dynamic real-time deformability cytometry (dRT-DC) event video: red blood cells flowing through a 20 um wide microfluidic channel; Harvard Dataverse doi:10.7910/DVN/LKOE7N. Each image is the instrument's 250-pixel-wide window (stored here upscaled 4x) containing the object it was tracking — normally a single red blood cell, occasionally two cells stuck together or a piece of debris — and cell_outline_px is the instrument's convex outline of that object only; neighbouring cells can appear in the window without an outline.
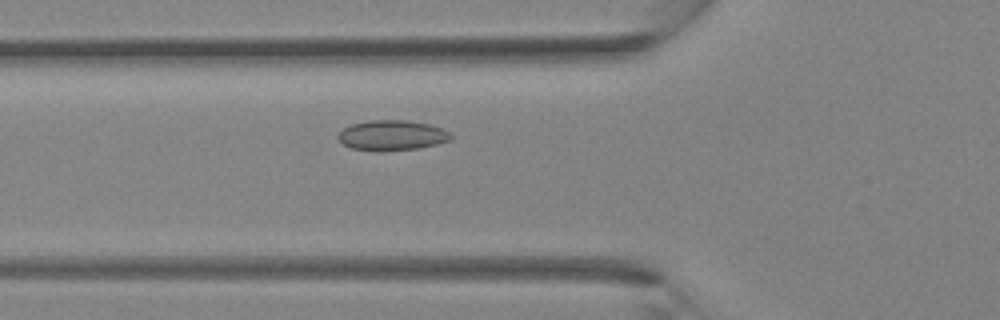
{"species": "Egyptian fruit bat (a non-hibernating species)", "species_latin": "Rousettus aegyptiacus", "temperature_condition": "room temperature", "stored_images_in_passage": 35, "camera_frame_rate_fps": 3000, "um_per_image_px": 0.085, "animal": {"sex": "female"}, "frame": {"image": 1, "passage_image": 11, "time_ms": 3.333, "image_size_px": [1000, 320], "cell_outline_px": [[452, 140], [420, 148], [380, 152], [376, 152], [352, 148], [344, 144], [336, 136], [344, 128], [352, 124], [368, 120], [404, 120], [428, 124], [444, 128], [452, 132]], "centroid_in_image_um": [33.35, 11.51], "position_along_channel_um": 92.4, "area_um2": 20.11}}
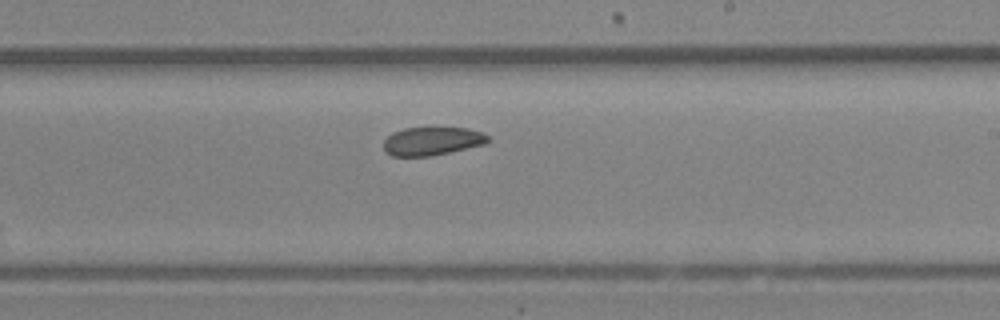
{"frame": {"image": 2, "passage_image": 20, "time_ms": 6.333, "image_size_px": [1000, 320], "cell_outline_px": [[488, 140], [484, 144], [448, 152], [428, 156], [392, 156], [384, 152], [384, 140], [392, 132], [404, 128], [468, 128], [484, 132], [488, 136]], "centroid_in_image_um": [36.69, 11.99], "position_along_channel_um": 252.3, "area_um2": 17.11}}
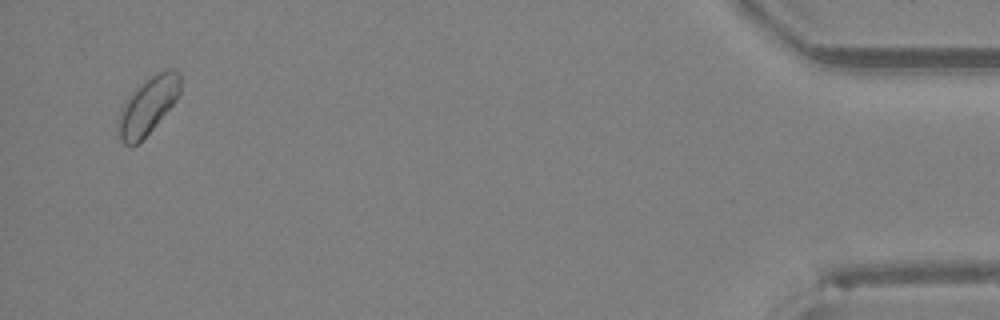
{"frame": {"image": 3, "passage_image": 34, "time_ms": 11.0, "image_size_px": [1000, 320], "cell_outline_px": [[180, 96], [152, 128], [136, 144], [124, 144], [120, 140], [116, 120], [120, 108], [128, 96], [148, 76], [168, 68], [172, 68], [180, 72]], "centroid_in_image_um": [12.56, 8.93], "position_along_channel_um": 422.6, "area_um2": 20.69}}